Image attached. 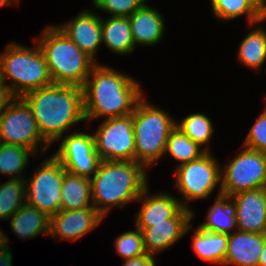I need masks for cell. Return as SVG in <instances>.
I'll list each match as a JSON object with an SVG mask.
<instances>
[{
    "label": "cell",
    "instance_id": "9a60e30c",
    "mask_svg": "<svg viewBox=\"0 0 266 266\" xmlns=\"http://www.w3.org/2000/svg\"><path fill=\"white\" fill-rule=\"evenodd\" d=\"M105 219L94 206L78 210H60L50 217L49 236L76 241L94 230Z\"/></svg>",
    "mask_w": 266,
    "mask_h": 266
},
{
    "label": "cell",
    "instance_id": "8fae6325",
    "mask_svg": "<svg viewBox=\"0 0 266 266\" xmlns=\"http://www.w3.org/2000/svg\"><path fill=\"white\" fill-rule=\"evenodd\" d=\"M92 133L95 150L103 161H135L132 114L102 120Z\"/></svg>",
    "mask_w": 266,
    "mask_h": 266
},
{
    "label": "cell",
    "instance_id": "1f68e13d",
    "mask_svg": "<svg viewBox=\"0 0 266 266\" xmlns=\"http://www.w3.org/2000/svg\"><path fill=\"white\" fill-rule=\"evenodd\" d=\"M146 2V0H93V7L111 16L129 17Z\"/></svg>",
    "mask_w": 266,
    "mask_h": 266
},
{
    "label": "cell",
    "instance_id": "f546056e",
    "mask_svg": "<svg viewBox=\"0 0 266 266\" xmlns=\"http://www.w3.org/2000/svg\"><path fill=\"white\" fill-rule=\"evenodd\" d=\"M176 127L201 147L205 145L206 151H210L209 142L214 133V126L207 115L204 113H192L184 117L181 122L176 121Z\"/></svg>",
    "mask_w": 266,
    "mask_h": 266
},
{
    "label": "cell",
    "instance_id": "9c48e42d",
    "mask_svg": "<svg viewBox=\"0 0 266 266\" xmlns=\"http://www.w3.org/2000/svg\"><path fill=\"white\" fill-rule=\"evenodd\" d=\"M0 143L23 146L36 154L38 148L43 154L50 147L38 130L30 106L22 97H15L0 115Z\"/></svg>",
    "mask_w": 266,
    "mask_h": 266
},
{
    "label": "cell",
    "instance_id": "4fadbf2b",
    "mask_svg": "<svg viewBox=\"0 0 266 266\" xmlns=\"http://www.w3.org/2000/svg\"><path fill=\"white\" fill-rule=\"evenodd\" d=\"M194 214L193 210L181 207L165 222L150 223V227L141 230L146 253L156 256L159 252L168 250L192 229Z\"/></svg>",
    "mask_w": 266,
    "mask_h": 266
},
{
    "label": "cell",
    "instance_id": "8992f818",
    "mask_svg": "<svg viewBox=\"0 0 266 266\" xmlns=\"http://www.w3.org/2000/svg\"><path fill=\"white\" fill-rule=\"evenodd\" d=\"M1 53L2 79L15 97L53 84L48 65L36 42L33 48L12 42ZM9 85L7 80H9Z\"/></svg>",
    "mask_w": 266,
    "mask_h": 266
},
{
    "label": "cell",
    "instance_id": "6da1fadb",
    "mask_svg": "<svg viewBox=\"0 0 266 266\" xmlns=\"http://www.w3.org/2000/svg\"><path fill=\"white\" fill-rule=\"evenodd\" d=\"M82 88L86 122L130 115L143 97L134 77L98 63Z\"/></svg>",
    "mask_w": 266,
    "mask_h": 266
},
{
    "label": "cell",
    "instance_id": "7c38bea8",
    "mask_svg": "<svg viewBox=\"0 0 266 266\" xmlns=\"http://www.w3.org/2000/svg\"><path fill=\"white\" fill-rule=\"evenodd\" d=\"M60 140L62 142L53 155L62 163L64 169L69 173L91 179L101 161L95 150L93 135L87 132H73Z\"/></svg>",
    "mask_w": 266,
    "mask_h": 266
},
{
    "label": "cell",
    "instance_id": "e0dca14e",
    "mask_svg": "<svg viewBox=\"0 0 266 266\" xmlns=\"http://www.w3.org/2000/svg\"><path fill=\"white\" fill-rule=\"evenodd\" d=\"M266 242V234L237 230L228 234L223 266H259V258Z\"/></svg>",
    "mask_w": 266,
    "mask_h": 266
},
{
    "label": "cell",
    "instance_id": "d6986e66",
    "mask_svg": "<svg viewBox=\"0 0 266 266\" xmlns=\"http://www.w3.org/2000/svg\"><path fill=\"white\" fill-rule=\"evenodd\" d=\"M128 20L135 46H155L161 41L165 31V19L157 9L145 3Z\"/></svg>",
    "mask_w": 266,
    "mask_h": 266
},
{
    "label": "cell",
    "instance_id": "ab89813d",
    "mask_svg": "<svg viewBox=\"0 0 266 266\" xmlns=\"http://www.w3.org/2000/svg\"><path fill=\"white\" fill-rule=\"evenodd\" d=\"M3 83L2 79V59H1V53H0V84Z\"/></svg>",
    "mask_w": 266,
    "mask_h": 266
},
{
    "label": "cell",
    "instance_id": "603a6c76",
    "mask_svg": "<svg viewBox=\"0 0 266 266\" xmlns=\"http://www.w3.org/2000/svg\"><path fill=\"white\" fill-rule=\"evenodd\" d=\"M227 245L228 234L208 232L199 226L194 230L192 247L203 261L223 266Z\"/></svg>",
    "mask_w": 266,
    "mask_h": 266
},
{
    "label": "cell",
    "instance_id": "2e32d148",
    "mask_svg": "<svg viewBox=\"0 0 266 266\" xmlns=\"http://www.w3.org/2000/svg\"><path fill=\"white\" fill-rule=\"evenodd\" d=\"M79 49L96 61V52L102 40L101 18L91 12L83 10L65 25L58 26Z\"/></svg>",
    "mask_w": 266,
    "mask_h": 266
},
{
    "label": "cell",
    "instance_id": "cb8c5ba5",
    "mask_svg": "<svg viewBox=\"0 0 266 266\" xmlns=\"http://www.w3.org/2000/svg\"><path fill=\"white\" fill-rule=\"evenodd\" d=\"M199 227L208 232L231 234L236 230L235 211L229 196L217 195L209 208L206 221Z\"/></svg>",
    "mask_w": 266,
    "mask_h": 266
},
{
    "label": "cell",
    "instance_id": "5bb4252c",
    "mask_svg": "<svg viewBox=\"0 0 266 266\" xmlns=\"http://www.w3.org/2000/svg\"><path fill=\"white\" fill-rule=\"evenodd\" d=\"M230 199L237 230L266 234V188L242 191Z\"/></svg>",
    "mask_w": 266,
    "mask_h": 266
},
{
    "label": "cell",
    "instance_id": "30bf717a",
    "mask_svg": "<svg viewBox=\"0 0 266 266\" xmlns=\"http://www.w3.org/2000/svg\"><path fill=\"white\" fill-rule=\"evenodd\" d=\"M65 171L54 155L43 160L33 176L28 181L25 179L26 204L49 217L57 214L61 207V186Z\"/></svg>",
    "mask_w": 266,
    "mask_h": 266
},
{
    "label": "cell",
    "instance_id": "4dcf8cb0",
    "mask_svg": "<svg viewBox=\"0 0 266 266\" xmlns=\"http://www.w3.org/2000/svg\"><path fill=\"white\" fill-rule=\"evenodd\" d=\"M116 253L125 259L136 258L146 254L140 229L127 231L115 238Z\"/></svg>",
    "mask_w": 266,
    "mask_h": 266
},
{
    "label": "cell",
    "instance_id": "f35d334b",
    "mask_svg": "<svg viewBox=\"0 0 266 266\" xmlns=\"http://www.w3.org/2000/svg\"><path fill=\"white\" fill-rule=\"evenodd\" d=\"M20 0H0V8L14 3H19Z\"/></svg>",
    "mask_w": 266,
    "mask_h": 266
},
{
    "label": "cell",
    "instance_id": "ba28073f",
    "mask_svg": "<svg viewBox=\"0 0 266 266\" xmlns=\"http://www.w3.org/2000/svg\"><path fill=\"white\" fill-rule=\"evenodd\" d=\"M224 169L218 196L266 187V153L243 147ZM224 171V172H223Z\"/></svg>",
    "mask_w": 266,
    "mask_h": 266
},
{
    "label": "cell",
    "instance_id": "7a4b0ae2",
    "mask_svg": "<svg viewBox=\"0 0 266 266\" xmlns=\"http://www.w3.org/2000/svg\"><path fill=\"white\" fill-rule=\"evenodd\" d=\"M30 106L42 138L50 145L84 116L83 88L77 85L51 84L22 96Z\"/></svg>",
    "mask_w": 266,
    "mask_h": 266
},
{
    "label": "cell",
    "instance_id": "484cf974",
    "mask_svg": "<svg viewBox=\"0 0 266 266\" xmlns=\"http://www.w3.org/2000/svg\"><path fill=\"white\" fill-rule=\"evenodd\" d=\"M254 28L241 41L237 57L239 63L259 72L266 61V30L261 26Z\"/></svg>",
    "mask_w": 266,
    "mask_h": 266
},
{
    "label": "cell",
    "instance_id": "7402d4cb",
    "mask_svg": "<svg viewBox=\"0 0 266 266\" xmlns=\"http://www.w3.org/2000/svg\"><path fill=\"white\" fill-rule=\"evenodd\" d=\"M93 206L90 178L64 172L60 210L70 211Z\"/></svg>",
    "mask_w": 266,
    "mask_h": 266
},
{
    "label": "cell",
    "instance_id": "3957f363",
    "mask_svg": "<svg viewBox=\"0 0 266 266\" xmlns=\"http://www.w3.org/2000/svg\"><path fill=\"white\" fill-rule=\"evenodd\" d=\"M145 167L136 161H103L90 179L93 206L105 218L112 207L137 201L148 186Z\"/></svg>",
    "mask_w": 266,
    "mask_h": 266
},
{
    "label": "cell",
    "instance_id": "52a82bcc",
    "mask_svg": "<svg viewBox=\"0 0 266 266\" xmlns=\"http://www.w3.org/2000/svg\"><path fill=\"white\" fill-rule=\"evenodd\" d=\"M221 168L210 151L196 160L177 165L175 188L183 196L181 206L192 210L187 202L211 197L216 187H221Z\"/></svg>",
    "mask_w": 266,
    "mask_h": 266
},
{
    "label": "cell",
    "instance_id": "ffe728a7",
    "mask_svg": "<svg viewBox=\"0 0 266 266\" xmlns=\"http://www.w3.org/2000/svg\"><path fill=\"white\" fill-rule=\"evenodd\" d=\"M9 221L12 232L19 239H31L41 233L49 236L50 217L28 204L20 207Z\"/></svg>",
    "mask_w": 266,
    "mask_h": 266
},
{
    "label": "cell",
    "instance_id": "74e56055",
    "mask_svg": "<svg viewBox=\"0 0 266 266\" xmlns=\"http://www.w3.org/2000/svg\"><path fill=\"white\" fill-rule=\"evenodd\" d=\"M259 266H266V242L264 243L263 249L260 254Z\"/></svg>",
    "mask_w": 266,
    "mask_h": 266
},
{
    "label": "cell",
    "instance_id": "ac0fdd59",
    "mask_svg": "<svg viewBox=\"0 0 266 266\" xmlns=\"http://www.w3.org/2000/svg\"><path fill=\"white\" fill-rule=\"evenodd\" d=\"M148 186L143 190L137 202H143L140 210L135 215L136 227L140 230L150 227V223L165 222L170 219L182 206L180 199L170 193H149Z\"/></svg>",
    "mask_w": 266,
    "mask_h": 266
},
{
    "label": "cell",
    "instance_id": "8d00e7d4",
    "mask_svg": "<svg viewBox=\"0 0 266 266\" xmlns=\"http://www.w3.org/2000/svg\"><path fill=\"white\" fill-rule=\"evenodd\" d=\"M258 8L263 19H266V0H258Z\"/></svg>",
    "mask_w": 266,
    "mask_h": 266
},
{
    "label": "cell",
    "instance_id": "83f0119b",
    "mask_svg": "<svg viewBox=\"0 0 266 266\" xmlns=\"http://www.w3.org/2000/svg\"><path fill=\"white\" fill-rule=\"evenodd\" d=\"M34 151L23 146L0 143V174L10 175L9 179L24 178L25 167L29 164V155Z\"/></svg>",
    "mask_w": 266,
    "mask_h": 266
},
{
    "label": "cell",
    "instance_id": "f1b7e54d",
    "mask_svg": "<svg viewBox=\"0 0 266 266\" xmlns=\"http://www.w3.org/2000/svg\"><path fill=\"white\" fill-rule=\"evenodd\" d=\"M24 204H26L25 178L9 179L0 184V220L8 221Z\"/></svg>",
    "mask_w": 266,
    "mask_h": 266
},
{
    "label": "cell",
    "instance_id": "e575fe53",
    "mask_svg": "<svg viewBox=\"0 0 266 266\" xmlns=\"http://www.w3.org/2000/svg\"><path fill=\"white\" fill-rule=\"evenodd\" d=\"M8 236L3 233L4 243L0 245V266H12V252L10 251Z\"/></svg>",
    "mask_w": 266,
    "mask_h": 266
},
{
    "label": "cell",
    "instance_id": "44dd1931",
    "mask_svg": "<svg viewBox=\"0 0 266 266\" xmlns=\"http://www.w3.org/2000/svg\"><path fill=\"white\" fill-rule=\"evenodd\" d=\"M102 40L105 47L118 55H127L135 50L128 17L110 16L101 18Z\"/></svg>",
    "mask_w": 266,
    "mask_h": 266
},
{
    "label": "cell",
    "instance_id": "d6a6232c",
    "mask_svg": "<svg viewBox=\"0 0 266 266\" xmlns=\"http://www.w3.org/2000/svg\"><path fill=\"white\" fill-rule=\"evenodd\" d=\"M243 144L249 149L266 153V108L252 125Z\"/></svg>",
    "mask_w": 266,
    "mask_h": 266
},
{
    "label": "cell",
    "instance_id": "277c9868",
    "mask_svg": "<svg viewBox=\"0 0 266 266\" xmlns=\"http://www.w3.org/2000/svg\"><path fill=\"white\" fill-rule=\"evenodd\" d=\"M35 38L53 83L83 87L97 61L82 52L58 25L47 26L42 37Z\"/></svg>",
    "mask_w": 266,
    "mask_h": 266
},
{
    "label": "cell",
    "instance_id": "5b68a950",
    "mask_svg": "<svg viewBox=\"0 0 266 266\" xmlns=\"http://www.w3.org/2000/svg\"><path fill=\"white\" fill-rule=\"evenodd\" d=\"M145 99L143 96L137 103L132 113V120L135 161L141 163L147 170L148 167L157 165V160L164 156L167 139L176 127L177 120Z\"/></svg>",
    "mask_w": 266,
    "mask_h": 266
},
{
    "label": "cell",
    "instance_id": "d4e9b609",
    "mask_svg": "<svg viewBox=\"0 0 266 266\" xmlns=\"http://www.w3.org/2000/svg\"><path fill=\"white\" fill-rule=\"evenodd\" d=\"M212 12L218 19H237L245 15L250 25H258L264 22L259 8L258 0H211ZM261 22V23H260Z\"/></svg>",
    "mask_w": 266,
    "mask_h": 266
},
{
    "label": "cell",
    "instance_id": "60d3db41",
    "mask_svg": "<svg viewBox=\"0 0 266 266\" xmlns=\"http://www.w3.org/2000/svg\"><path fill=\"white\" fill-rule=\"evenodd\" d=\"M3 231L0 229V245L2 244V243H4V240H3Z\"/></svg>",
    "mask_w": 266,
    "mask_h": 266
},
{
    "label": "cell",
    "instance_id": "d590c367",
    "mask_svg": "<svg viewBox=\"0 0 266 266\" xmlns=\"http://www.w3.org/2000/svg\"><path fill=\"white\" fill-rule=\"evenodd\" d=\"M15 98L8 87L4 84H0V115L6 110L9 103Z\"/></svg>",
    "mask_w": 266,
    "mask_h": 266
},
{
    "label": "cell",
    "instance_id": "836d02e7",
    "mask_svg": "<svg viewBox=\"0 0 266 266\" xmlns=\"http://www.w3.org/2000/svg\"><path fill=\"white\" fill-rule=\"evenodd\" d=\"M155 256L145 254L136 258L125 259L122 266H155Z\"/></svg>",
    "mask_w": 266,
    "mask_h": 266
},
{
    "label": "cell",
    "instance_id": "4316f807",
    "mask_svg": "<svg viewBox=\"0 0 266 266\" xmlns=\"http://www.w3.org/2000/svg\"><path fill=\"white\" fill-rule=\"evenodd\" d=\"M206 152L205 148L175 127L167 139L164 155L170 154L175 161L180 162L178 165H181L200 158Z\"/></svg>",
    "mask_w": 266,
    "mask_h": 266
}]
</instances>
